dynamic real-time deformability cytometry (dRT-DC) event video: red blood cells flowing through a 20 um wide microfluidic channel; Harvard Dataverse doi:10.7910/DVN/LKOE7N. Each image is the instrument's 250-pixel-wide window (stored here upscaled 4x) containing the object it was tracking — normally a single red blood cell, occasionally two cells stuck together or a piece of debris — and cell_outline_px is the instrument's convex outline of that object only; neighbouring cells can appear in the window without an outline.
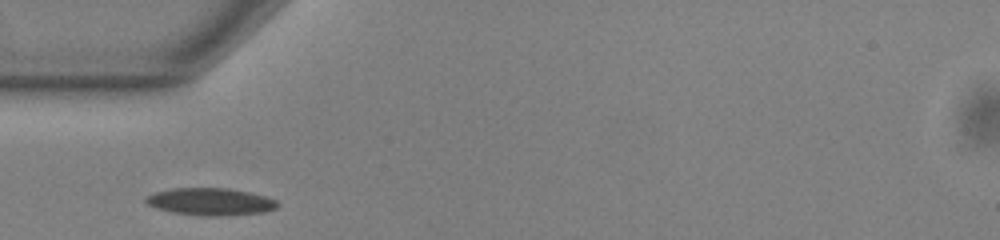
{"species": "common noctule bat (a hibernating species)", "species_latin": "Nyctalus noctula", "temperature_condition": "warm", "stored_images_in_passage": 34, "camera_frame_rate_fps": 3000, "um_per_image_px": 0.085, "animal": {"sex": "male", "body_mass_g": 13.0, "forearm_length_mm": 53.1}, "frame": {"image": 1, "passage_image": 1, "time_ms": 0.0, "image_size_px": [1000, 240], "cell_outline_px": [[280, 204], [276, 208], [264, 212], [220, 216], [204, 216], [172, 212], [156, 208], [148, 204], [144, 200], [144, 196], [152, 192], [172, 188], [228, 188], [252, 192], [268, 196], [276, 200]], "centroid_in_image_um": [17.89, 17.13], "position_along_channel_um": 67.1, "area_um2": 21.27}}
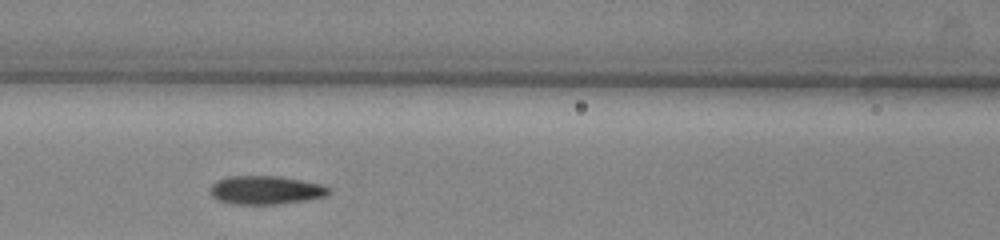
{"frame": {"image": 2, "passage_image": 7, "time_ms": 2.0, "image_size_px": [1000, 240], "cell_outline_px": [[332, 192], [324, 196], [308, 200], [276, 204], [232, 204], [220, 200], [212, 196], [208, 192], [212, 184], [216, 180], [228, 176], [276, 176], [324, 184], [332, 188]], "centroid_in_image_um": [22.6, 16.15], "position_along_channel_um": 144.0, "area_um2": 19.88}}
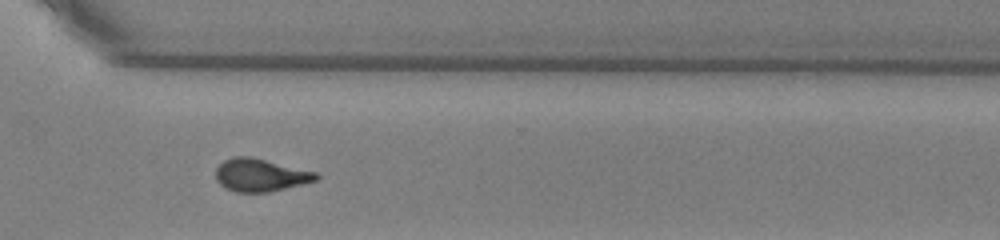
{"frame": {"image": 3, "passage_image": 23, "time_ms": 7.333, "image_size_px": [1000, 240], "cell_outline_px": [[320, 176], [316, 180], [268, 192], [236, 192], [220, 184], [216, 180], [216, 168], [224, 160], [232, 156], [248, 156], [316, 172]], "centroid_in_image_um": [22.1, 14.87], "position_along_channel_um": 348.5, "area_um2": 18.79}, "authors_computed_cell_mechanics": {"area_um2": 19.1029, "velocity_mm_per_s": 3.8412, "shape_relaxation_time_tau1_ms": 6.0008, "shape_relaxation_time_tau2_ms": 2.0711, "deformation_change_tau1": 0.2006, "deformation_change_tau2": 0.0752}}